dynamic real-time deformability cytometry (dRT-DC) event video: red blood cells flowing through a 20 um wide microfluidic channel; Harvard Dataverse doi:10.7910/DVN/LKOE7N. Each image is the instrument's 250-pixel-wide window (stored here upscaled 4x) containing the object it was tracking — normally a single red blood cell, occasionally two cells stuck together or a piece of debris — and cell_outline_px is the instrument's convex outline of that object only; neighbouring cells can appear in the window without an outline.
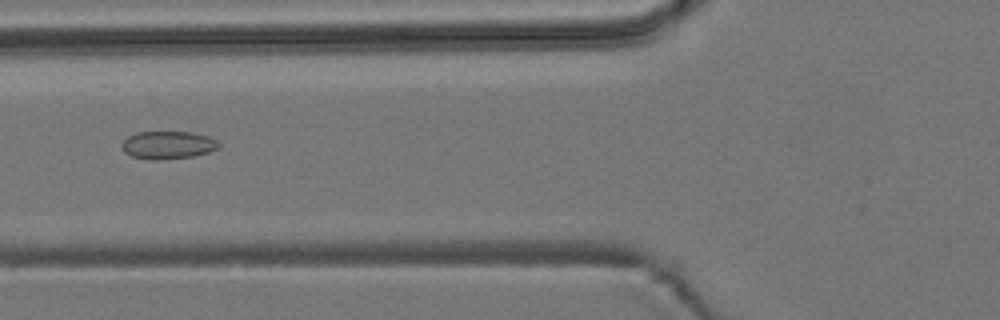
{"species": "common noctule bat (a hibernating species)", "species_latin": "Nyctalus noctula", "temperature_condition": "room temperature", "stored_images_in_passage": 3, "camera_frame_rate_fps": 3000, "um_per_image_px": 0.085, "animal": {"sex": "male", "body_mass_g": 19.2, "forearm_length_mm": 51.8}, "frame": {"image": 1, "passage_image": 2, "time_ms": 0.333, "image_size_px": [1000, 320], "cell_outline_px": [[220, 144], [216, 148], [208, 152], [192, 156], [160, 160], [148, 160], [132, 156], [124, 152], [120, 148], [120, 144], [128, 136], [136, 132], [192, 132], [208, 136], [216, 140]], "centroid_in_image_um": [14.21, 12.33], "position_along_channel_um": 111.6, "area_um2": 15.78}}
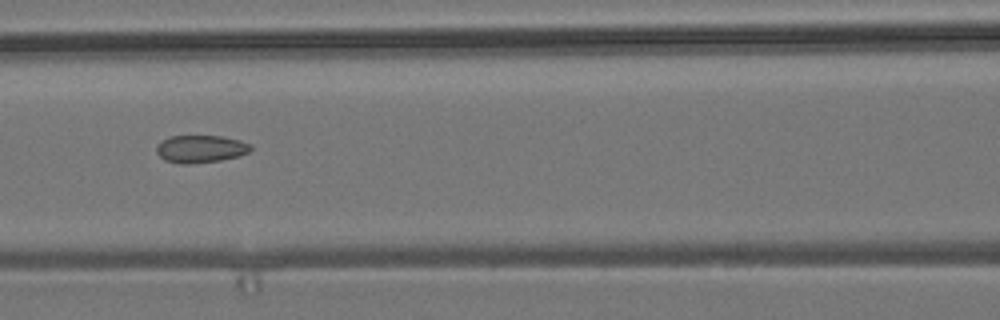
{"frame": {"image": 2, "passage_image": 3, "time_ms": 0.667, "image_size_px": [1000, 320], "cell_outline_px": [[252, 148], [248, 152], [240, 156], [220, 160], [188, 164], [180, 164], [164, 160], [156, 152], [156, 144], [160, 140], [172, 136], [224, 136], [240, 140], [252, 144]], "centroid_in_image_um": [17.04, 12.65], "position_along_channel_um": 149.6, "area_um2": 15.32}}